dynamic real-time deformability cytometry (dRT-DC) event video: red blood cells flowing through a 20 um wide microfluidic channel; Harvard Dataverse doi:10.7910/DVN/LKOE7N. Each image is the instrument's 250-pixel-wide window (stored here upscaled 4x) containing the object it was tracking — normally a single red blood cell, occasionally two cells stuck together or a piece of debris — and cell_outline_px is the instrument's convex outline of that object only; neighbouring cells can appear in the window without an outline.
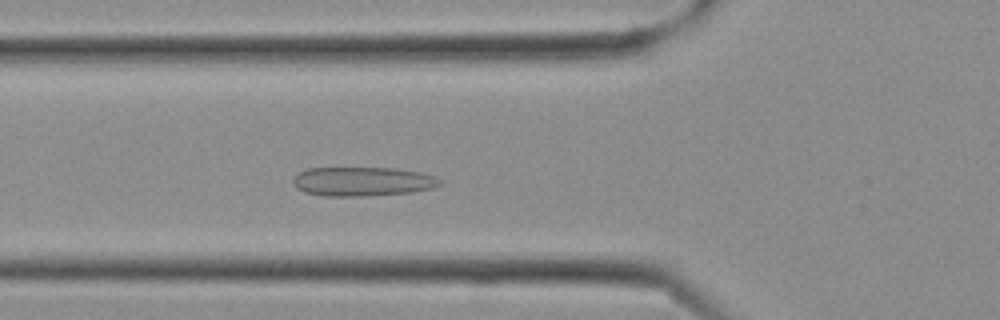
{"species": "Egyptian fruit bat (a non-hibernating species)", "species_latin": "Rousettus aegyptiacus", "temperature_condition": "cold", "stored_images_in_passage": 28, "camera_frame_rate_fps": 3000, "um_per_image_px": 0.085, "frame": {"image": 1, "passage_image": 10, "time_ms": 3.0, "image_size_px": [1000, 320], "cell_outline_px": [[444, 184], [432, 188], [412, 192], [364, 196], [324, 196], [304, 192], [296, 188], [292, 184], [292, 180], [300, 172], [308, 168], [396, 168], [420, 172], [436, 176], [444, 180]], "centroid_in_image_um": [30.86, 15.43], "position_along_channel_um": 94.9, "area_um2": 25.2}}
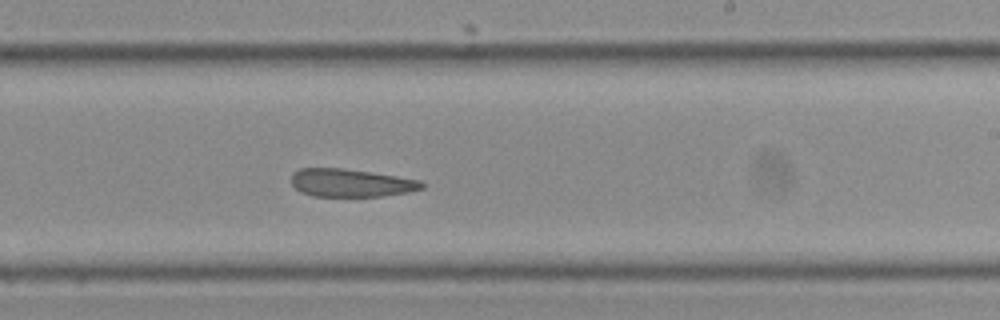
{"frame": {"image": 2, "passage_image": 17, "time_ms": 5.333, "image_size_px": [1000, 320], "cell_outline_px": [[424, 188], [408, 192], [380, 196], [312, 196], [300, 192], [292, 184], [292, 172], [300, 168], [344, 168], [396, 176], [420, 180], [424, 184]], "centroid_in_image_um": [29.8, 15.54], "position_along_channel_um": 259.2, "area_um2": 21.21}}
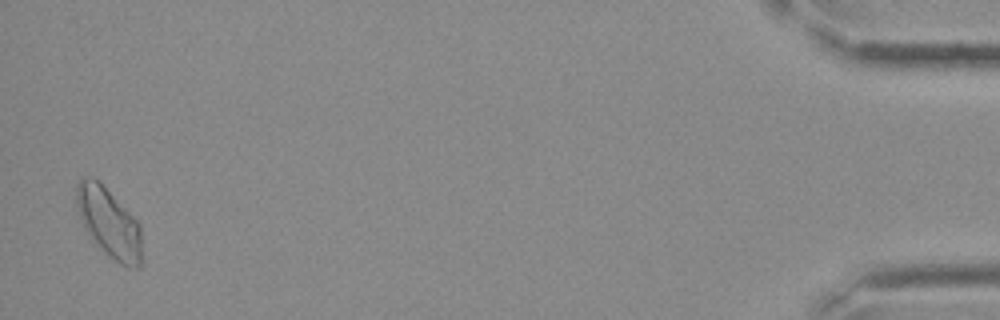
{"frame": {"image": 3, "passage_image": 28, "time_ms": 9.0, "image_size_px": [1000, 320], "cell_outline_px": [[140, 268], [128, 268], [120, 264], [108, 256], [84, 228], [76, 204], [76, 184], [84, 176], [88, 176], [100, 180], [140, 224]], "centroid_in_image_um": [9.24, 18.89], "position_along_channel_um": 426.0, "area_um2": 26.3}}